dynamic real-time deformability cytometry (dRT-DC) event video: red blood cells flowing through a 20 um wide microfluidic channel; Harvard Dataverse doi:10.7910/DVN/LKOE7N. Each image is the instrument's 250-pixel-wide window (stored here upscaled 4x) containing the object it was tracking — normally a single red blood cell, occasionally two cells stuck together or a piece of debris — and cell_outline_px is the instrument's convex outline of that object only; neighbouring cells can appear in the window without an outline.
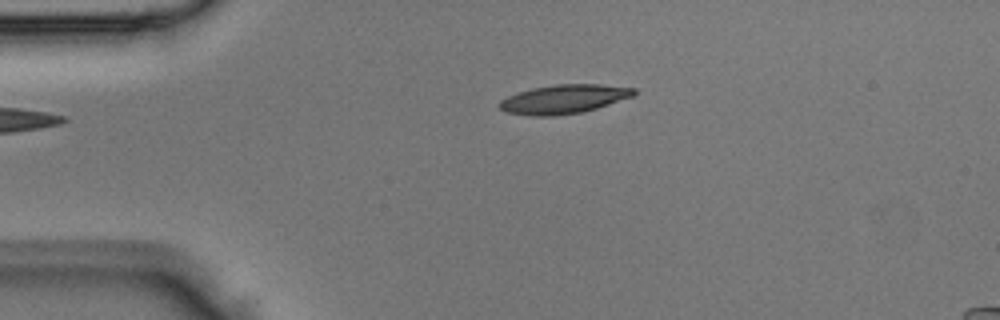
{"species": "Egyptian fruit bat (a non-hibernating species)", "species_latin": "Rousettus aegyptiacus", "temperature_condition": "room temperature", "stored_images_in_passage": 5, "camera_frame_rate_fps": 3000, "um_per_image_px": 0.085, "animal": {"sex": "male"}, "frame": {"image": 1, "passage_image": 5, "time_ms": 1.333, "image_size_px": [1000, 320], "cell_outline_px": [[636, 92], [632, 96], [584, 112], [552, 116], [532, 116], [508, 112], [500, 108], [496, 104], [500, 100], [508, 96], [532, 88], [556, 84], [600, 84], [636, 88]], "centroid_in_image_um": [47.91, 8.42], "position_along_channel_um": 37.1, "area_um2": 22.54}}